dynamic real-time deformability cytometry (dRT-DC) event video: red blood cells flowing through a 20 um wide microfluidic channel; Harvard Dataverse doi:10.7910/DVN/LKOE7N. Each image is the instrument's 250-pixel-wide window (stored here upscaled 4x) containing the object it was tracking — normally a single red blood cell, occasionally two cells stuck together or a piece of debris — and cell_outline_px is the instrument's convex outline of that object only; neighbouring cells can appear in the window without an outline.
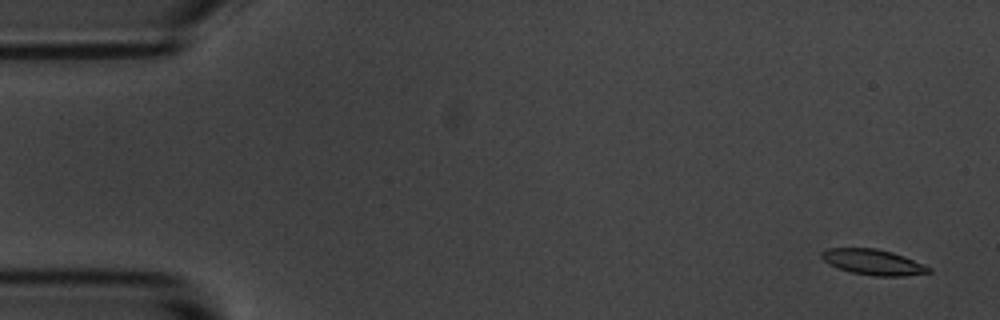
{"species": "common noctule bat (a hibernating species)", "species_latin": "Nyctalus noctula", "temperature_condition": "room temperature", "stored_images_in_passage": 9, "camera_frame_rate_fps": 3000, "um_per_image_px": 0.085, "animal": {"sex": "male", "body_mass_g": 20.1, "forearm_length_mm": 53.5}, "frame": {"image": 1, "passage_image": 1, "time_ms": 0.0, "image_size_px": [1000, 320], "cell_outline_px": [[932, 272], [904, 276], [876, 276], [852, 272], [828, 264], [820, 256], [820, 252], [828, 248], [876, 248], [892, 252], [904, 256], [924, 264], [932, 268]], "centroid_in_image_um": [74.23, 22.27], "position_along_channel_um": 10.8, "area_um2": 15.95}}
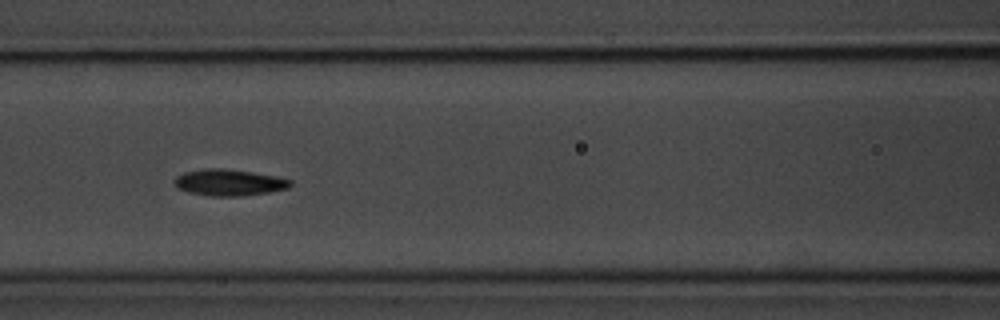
{"frame": {"image": 2, "passage_image": 7, "time_ms": 7.0, "image_size_px": [1000, 320], "cell_outline_px": [[292, 184], [288, 188], [268, 192], [244, 196], [212, 196], [188, 192], [176, 188], [172, 180], [176, 176], [184, 172], [204, 168], [224, 168], [252, 172], [276, 176], [292, 180]], "centroid_in_image_um": [19.43, 15.51], "position_along_channel_um": 147.2, "area_um2": 18.03}}
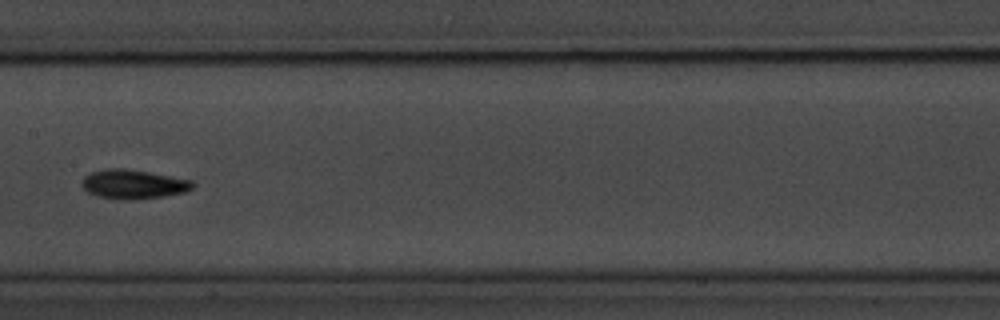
{"frame": {"image": 3, "passage_image": 8, "time_ms": 8.333, "image_size_px": [1000, 320], "cell_outline_px": [[196, 184], [192, 188], [184, 192], [164, 196], [132, 200], [120, 200], [96, 196], [88, 192], [80, 184], [84, 176], [92, 172], [104, 168], [128, 168], [192, 180]], "centroid_in_image_um": [11.31, 15.65], "position_along_channel_um": 196.1, "area_um2": 19.07}}